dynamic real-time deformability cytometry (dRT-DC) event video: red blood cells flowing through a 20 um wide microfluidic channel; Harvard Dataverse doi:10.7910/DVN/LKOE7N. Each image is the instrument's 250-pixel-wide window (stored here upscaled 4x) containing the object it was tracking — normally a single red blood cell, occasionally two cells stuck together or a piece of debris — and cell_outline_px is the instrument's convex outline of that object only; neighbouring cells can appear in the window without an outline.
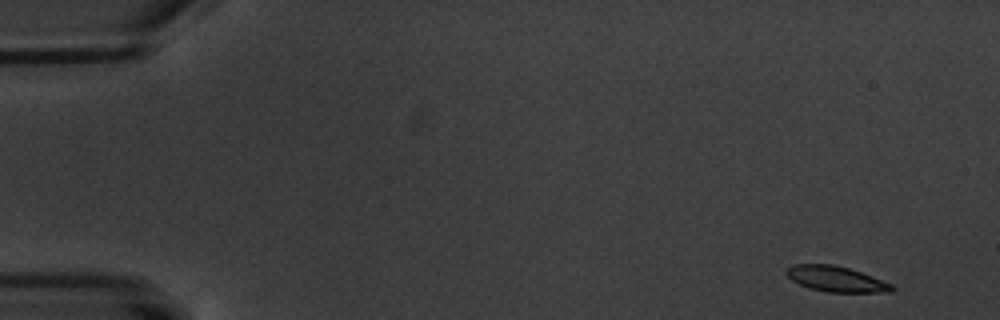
{"species": "common noctule bat (a hibernating species)", "species_latin": "Nyctalus noctula", "temperature_condition": "warm", "stored_images_in_passage": 5, "camera_frame_rate_fps": 3000, "um_per_image_px": 0.085, "animal": {"sex": "male", "body_mass_g": 20.1, "forearm_length_mm": 53.5}, "frame": {"image": 1, "passage_image": 1, "time_ms": 0.0, "image_size_px": [1000, 320], "cell_outline_px": [[896, 288], [892, 292], [828, 292], [808, 288], [792, 280], [784, 272], [792, 264], [832, 264], [848, 268], [872, 276], [892, 284]], "centroid_in_image_um": [71.07, 23.71], "position_along_channel_um": 13.9, "area_um2": 15.66}}
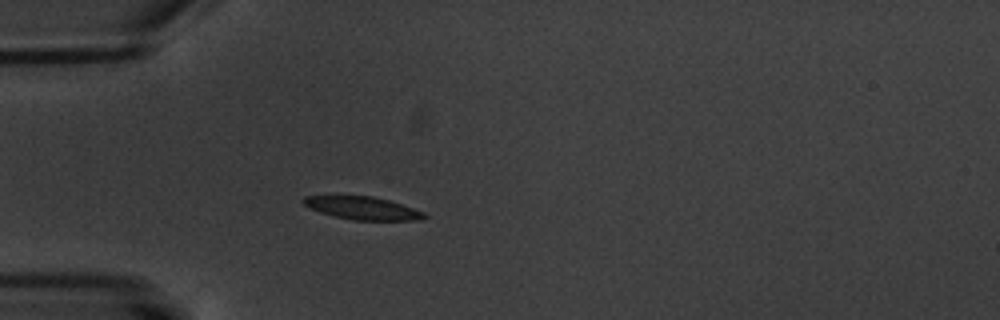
{"frame": {"image": 2, "passage_image": 5, "time_ms": 4.667, "image_size_px": [1000, 320], "cell_outline_px": [[428, 216], [420, 220], [352, 220], [320, 212], [308, 208], [300, 200], [304, 196], [372, 196], [388, 200], [424, 212]], "centroid_in_image_um": [30.79, 17.69], "position_along_channel_um": 54.2, "area_um2": 15.95}}